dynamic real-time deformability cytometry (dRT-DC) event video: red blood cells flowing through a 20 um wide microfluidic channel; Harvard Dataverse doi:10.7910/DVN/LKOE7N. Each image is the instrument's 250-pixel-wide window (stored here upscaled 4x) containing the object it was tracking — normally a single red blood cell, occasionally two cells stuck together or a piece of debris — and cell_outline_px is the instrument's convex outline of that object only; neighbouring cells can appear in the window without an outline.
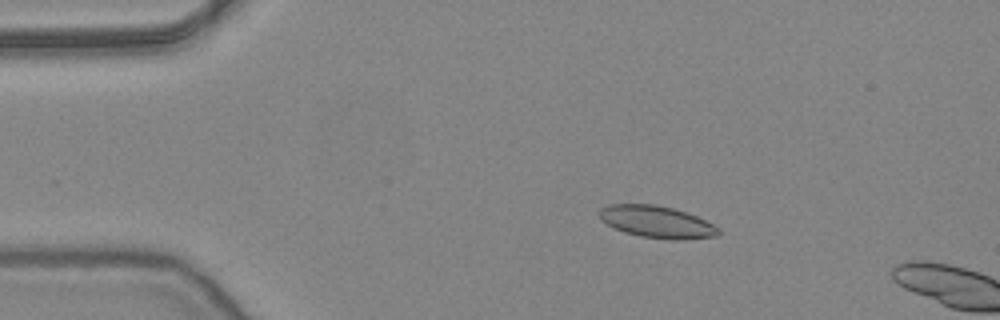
{"species": "common noctule bat (a hibernating species)", "species_latin": "Nyctalus noctula", "temperature_condition": "warm", "stored_images_in_passage": 13, "camera_frame_rate_fps": 3000, "um_per_image_px": 0.085, "animal": {"sex": "female", "body_mass_g": 24.6, "forearm_length_mm": 56.2}, "frame": {"image": 1, "passage_image": 10, "time_ms": 3.0, "image_size_px": [1000, 320], "cell_outline_px": [[720, 236], [684, 240], [672, 240], [640, 236], [624, 232], [600, 220], [600, 208], [608, 204], [656, 204], [688, 212], [720, 228]], "centroid_in_image_um": [55.86, 18.86], "position_along_channel_um": 29.1, "area_um2": 22.37}}